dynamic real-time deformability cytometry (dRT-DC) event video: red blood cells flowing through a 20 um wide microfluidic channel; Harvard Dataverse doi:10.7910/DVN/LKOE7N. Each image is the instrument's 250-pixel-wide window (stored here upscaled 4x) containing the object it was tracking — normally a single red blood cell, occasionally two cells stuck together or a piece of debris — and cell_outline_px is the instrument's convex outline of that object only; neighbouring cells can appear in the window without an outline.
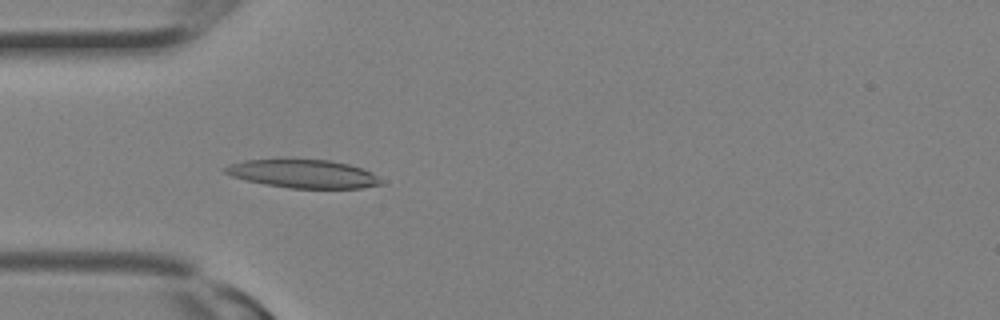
{"species": "Egyptian fruit bat (a non-hibernating species)", "species_latin": "Rousettus aegyptiacus", "temperature_condition": "room temperature", "stored_images_in_passage": 9, "camera_frame_rate_fps": 3000, "um_per_image_px": 0.085, "animal": {"sex": "female"}, "frame": {"image": 1, "passage_image": 9, "time_ms": 2.667, "image_size_px": [1000, 320], "cell_outline_px": [[384, 184], [360, 188], [288, 188], [264, 184], [232, 176], [224, 172], [224, 168], [228, 164], [244, 160], [328, 160], [348, 164], [372, 172], [384, 180]], "centroid_in_image_um": [25.81, 14.78], "position_along_channel_um": 59.2, "area_um2": 25.55}}